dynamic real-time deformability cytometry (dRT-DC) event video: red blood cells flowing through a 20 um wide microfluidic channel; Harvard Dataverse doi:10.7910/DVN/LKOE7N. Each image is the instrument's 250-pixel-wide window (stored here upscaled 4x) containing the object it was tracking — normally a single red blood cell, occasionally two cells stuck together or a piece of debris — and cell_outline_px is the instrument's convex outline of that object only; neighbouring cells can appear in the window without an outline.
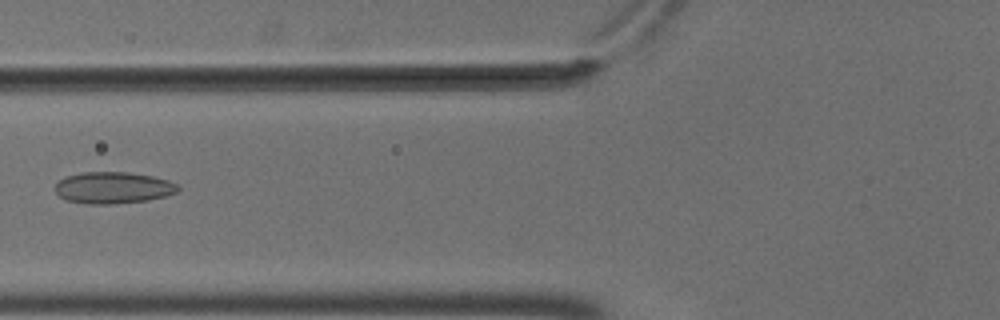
{"species": "common noctule bat (a hibernating species)", "species_latin": "Nyctalus noctula", "temperature_condition": "cold", "stored_images_in_passage": 7, "camera_frame_rate_fps": 3000, "um_per_image_px": 0.085, "animal": {"sex": "male", "body_mass_g": 18.8}, "frame": {"image": 1, "passage_image": 6, "time_ms": 1.667, "image_size_px": [1000, 320], "cell_outline_px": [[180, 188], [176, 192], [164, 196], [148, 200], [112, 204], [88, 204], [68, 200], [60, 196], [56, 192], [56, 184], [64, 176], [80, 172], [128, 172], [152, 176], [168, 180], [176, 184]], "centroid_in_image_um": [9.6, 15.95], "position_along_channel_um": 116.2, "area_um2": 22.54}}
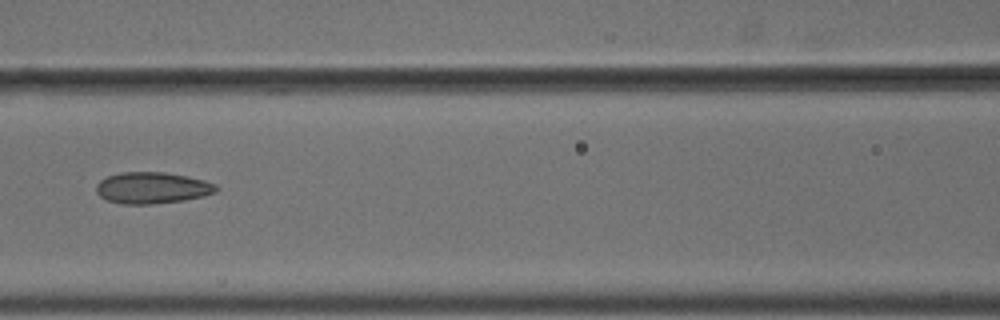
{"frame": {"image": 2, "passage_image": 7, "time_ms": 2.0, "image_size_px": [1000, 320], "cell_outline_px": [[220, 188], [216, 192], [204, 196], [184, 200], [152, 204], [124, 204], [108, 200], [100, 196], [96, 192], [96, 184], [100, 180], [108, 176], [120, 172], [164, 172], [188, 176], [204, 180], [216, 184]], "centroid_in_image_um": [12.96, 15.96], "position_along_channel_um": 153.6, "area_um2": 22.08}}